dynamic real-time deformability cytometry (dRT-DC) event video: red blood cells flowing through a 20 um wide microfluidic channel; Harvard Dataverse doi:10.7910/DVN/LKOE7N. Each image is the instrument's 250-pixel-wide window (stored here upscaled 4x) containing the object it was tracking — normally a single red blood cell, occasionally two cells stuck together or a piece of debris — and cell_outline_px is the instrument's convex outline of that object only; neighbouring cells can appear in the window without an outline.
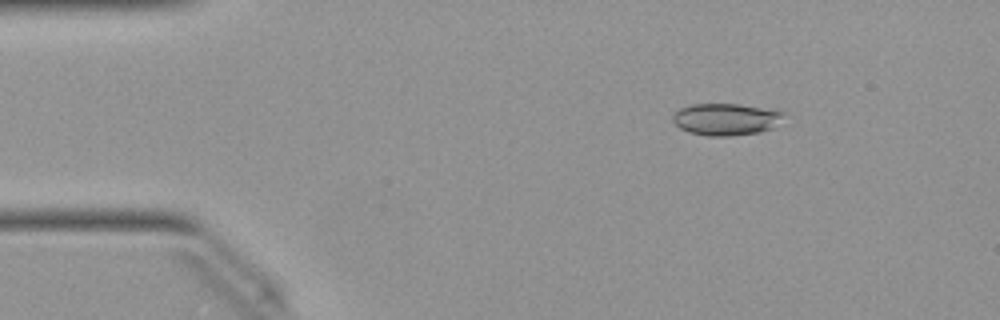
{"species": "Egyptian fruit bat (a non-hibernating species)", "species_latin": "Rousettus aegyptiacus", "temperature_condition": "warm", "stored_images_in_passage": 50, "camera_frame_rate_fps": 3000, "um_per_image_px": 0.085, "animal": {"sex": "female"}, "frame": {"image": 1, "passage_image": 7, "time_ms": 2.0, "image_size_px": [1000, 320], "cell_outline_px": [[784, 112], [772, 128], [760, 132], [728, 136], [708, 136], [688, 132], [680, 128], [672, 120], [672, 112], [680, 108], [692, 104], [740, 104], [776, 108]], "centroid_in_image_um": [61.67, 10.12], "position_along_channel_um": 23.3, "area_um2": 20.81}}
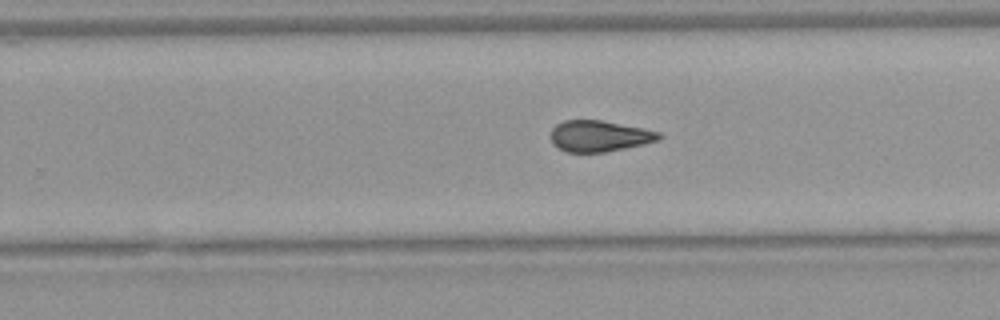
{"frame": {"image": 2, "passage_image": 31, "time_ms": 10.0, "image_size_px": [1000, 320], "cell_outline_px": [[664, 136], [660, 140], [644, 144], [604, 152], [568, 152], [556, 148], [552, 144], [552, 128], [556, 124], [564, 120], [600, 120], [660, 132]], "centroid_in_image_um": [50.93, 11.57], "position_along_channel_um": 278.9, "area_um2": 19.54}}
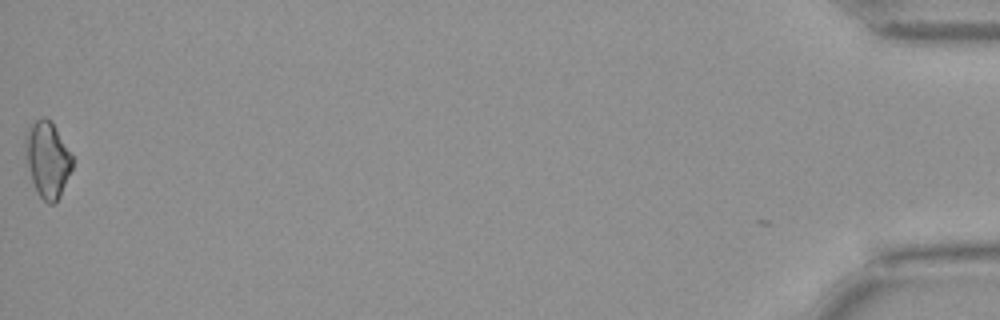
{"frame": {"image": 3, "passage_image": 50, "time_ms": 16.333, "image_size_px": [1000, 320], "cell_outline_px": [[72, 168], [60, 196], [52, 204], [48, 204], [40, 196], [32, 180], [28, 164], [24, 144], [24, 136], [32, 124], [40, 116], [44, 116], [52, 120], [72, 156]], "centroid_in_image_um": [4.04, 13.5], "position_along_channel_um": 431.2, "area_um2": 20.52}, "authors_computed_cell_mechanics": {"area_um2": 20.2878, "velocity_mm_per_s": 4.0531, "shape_relaxation_time_tau1_ms": null, "shape_relaxation_time_tau2_ms": 3.0762, "deformation_change_tau1": null, "deformation_change_tau2": 0.0932}}